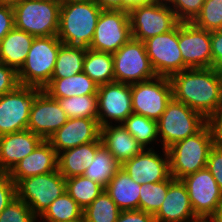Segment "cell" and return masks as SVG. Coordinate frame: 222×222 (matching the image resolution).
I'll use <instances>...</instances> for the list:
<instances>
[{"instance_id":"f1b7e54d","label":"cell","mask_w":222,"mask_h":222,"mask_svg":"<svg viewBox=\"0 0 222 222\" xmlns=\"http://www.w3.org/2000/svg\"><path fill=\"white\" fill-rule=\"evenodd\" d=\"M122 125L137 140V142L143 146L144 149L161 148L157 121L132 113L125 119Z\"/></svg>"},{"instance_id":"4dcf8cb0","label":"cell","mask_w":222,"mask_h":222,"mask_svg":"<svg viewBox=\"0 0 222 222\" xmlns=\"http://www.w3.org/2000/svg\"><path fill=\"white\" fill-rule=\"evenodd\" d=\"M83 217V209L65 191L39 217L40 222H69Z\"/></svg>"},{"instance_id":"f6af8a7d","label":"cell","mask_w":222,"mask_h":222,"mask_svg":"<svg viewBox=\"0 0 222 222\" xmlns=\"http://www.w3.org/2000/svg\"><path fill=\"white\" fill-rule=\"evenodd\" d=\"M116 222H156L154 215L142 210H123Z\"/></svg>"},{"instance_id":"d4e9b609","label":"cell","mask_w":222,"mask_h":222,"mask_svg":"<svg viewBox=\"0 0 222 222\" xmlns=\"http://www.w3.org/2000/svg\"><path fill=\"white\" fill-rule=\"evenodd\" d=\"M34 38L14 27L0 42V62L18 72L28 56Z\"/></svg>"},{"instance_id":"44dd1931","label":"cell","mask_w":222,"mask_h":222,"mask_svg":"<svg viewBox=\"0 0 222 222\" xmlns=\"http://www.w3.org/2000/svg\"><path fill=\"white\" fill-rule=\"evenodd\" d=\"M194 216L185 184L170 176L167 195L154 215L156 222H187Z\"/></svg>"},{"instance_id":"7c38bea8","label":"cell","mask_w":222,"mask_h":222,"mask_svg":"<svg viewBox=\"0 0 222 222\" xmlns=\"http://www.w3.org/2000/svg\"><path fill=\"white\" fill-rule=\"evenodd\" d=\"M131 38L128 11L102 9L89 49L114 53Z\"/></svg>"},{"instance_id":"ffe728a7","label":"cell","mask_w":222,"mask_h":222,"mask_svg":"<svg viewBox=\"0 0 222 222\" xmlns=\"http://www.w3.org/2000/svg\"><path fill=\"white\" fill-rule=\"evenodd\" d=\"M43 141L31 132L24 130L0 136V172L9 173L24 157L29 155Z\"/></svg>"},{"instance_id":"e575fe53","label":"cell","mask_w":222,"mask_h":222,"mask_svg":"<svg viewBox=\"0 0 222 222\" xmlns=\"http://www.w3.org/2000/svg\"><path fill=\"white\" fill-rule=\"evenodd\" d=\"M68 118L98 119L97 95L55 98Z\"/></svg>"},{"instance_id":"d590c367","label":"cell","mask_w":222,"mask_h":222,"mask_svg":"<svg viewBox=\"0 0 222 222\" xmlns=\"http://www.w3.org/2000/svg\"><path fill=\"white\" fill-rule=\"evenodd\" d=\"M169 187V178L140 185L139 210L155 215L161 208Z\"/></svg>"},{"instance_id":"83f0119b","label":"cell","mask_w":222,"mask_h":222,"mask_svg":"<svg viewBox=\"0 0 222 222\" xmlns=\"http://www.w3.org/2000/svg\"><path fill=\"white\" fill-rule=\"evenodd\" d=\"M83 72L98 86L115 81L112 53L87 49L84 58Z\"/></svg>"},{"instance_id":"60d3db41","label":"cell","mask_w":222,"mask_h":222,"mask_svg":"<svg viewBox=\"0 0 222 222\" xmlns=\"http://www.w3.org/2000/svg\"><path fill=\"white\" fill-rule=\"evenodd\" d=\"M15 197L16 184L9 173L0 172V213Z\"/></svg>"},{"instance_id":"8d00e7d4","label":"cell","mask_w":222,"mask_h":222,"mask_svg":"<svg viewBox=\"0 0 222 222\" xmlns=\"http://www.w3.org/2000/svg\"><path fill=\"white\" fill-rule=\"evenodd\" d=\"M192 23L207 31L222 30V0H204L200 13Z\"/></svg>"},{"instance_id":"cb8c5ba5","label":"cell","mask_w":222,"mask_h":222,"mask_svg":"<svg viewBox=\"0 0 222 222\" xmlns=\"http://www.w3.org/2000/svg\"><path fill=\"white\" fill-rule=\"evenodd\" d=\"M102 146L99 137L94 142L82 144L58 153L57 170L64 178L80 176L85 173L95 158L96 151Z\"/></svg>"},{"instance_id":"74e56055","label":"cell","mask_w":222,"mask_h":222,"mask_svg":"<svg viewBox=\"0 0 222 222\" xmlns=\"http://www.w3.org/2000/svg\"><path fill=\"white\" fill-rule=\"evenodd\" d=\"M0 222H40L29 206L15 197L0 213Z\"/></svg>"},{"instance_id":"9c48e42d","label":"cell","mask_w":222,"mask_h":222,"mask_svg":"<svg viewBox=\"0 0 222 222\" xmlns=\"http://www.w3.org/2000/svg\"><path fill=\"white\" fill-rule=\"evenodd\" d=\"M116 82L135 84L155 78L144 42L131 38L112 53Z\"/></svg>"},{"instance_id":"681fc988","label":"cell","mask_w":222,"mask_h":222,"mask_svg":"<svg viewBox=\"0 0 222 222\" xmlns=\"http://www.w3.org/2000/svg\"><path fill=\"white\" fill-rule=\"evenodd\" d=\"M187 222H218L215 215H195Z\"/></svg>"},{"instance_id":"ab89813d","label":"cell","mask_w":222,"mask_h":222,"mask_svg":"<svg viewBox=\"0 0 222 222\" xmlns=\"http://www.w3.org/2000/svg\"><path fill=\"white\" fill-rule=\"evenodd\" d=\"M206 168L222 191V146L214 145L208 155Z\"/></svg>"},{"instance_id":"d6a6232c","label":"cell","mask_w":222,"mask_h":222,"mask_svg":"<svg viewBox=\"0 0 222 222\" xmlns=\"http://www.w3.org/2000/svg\"><path fill=\"white\" fill-rule=\"evenodd\" d=\"M66 192L84 210L105 188L84 175L66 178Z\"/></svg>"},{"instance_id":"277c9868","label":"cell","mask_w":222,"mask_h":222,"mask_svg":"<svg viewBox=\"0 0 222 222\" xmlns=\"http://www.w3.org/2000/svg\"><path fill=\"white\" fill-rule=\"evenodd\" d=\"M62 44L57 36L35 37L23 66L17 72L19 84L44 89L51 80Z\"/></svg>"},{"instance_id":"d6986e66","label":"cell","mask_w":222,"mask_h":222,"mask_svg":"<svg viewBox=\"0 0 222 222\" xmlns=\"http://www.w3.org/2000/svg\"><path fill=\"white\" fill-rule=\"evenodd\" d=\"M100 137L98 119L68 118L49 139L57 154L82 144L94 142Z\"/></svg>"},{"instance_id":"f546056e","label":"cell","mask_w":222,"mask_h":222,"mask_svg":"<svg viewBox=\"0 0 222 222\" xmlns=\"http://www.w3.org/2000/svg\"><path fill=\"white\" fill-rule=\"evenodd\" d=\"M86 48L62 44L51 78H65L83 72Z\"/></svg>"},{"instance_id":"ee69618b","label":"cell","mask_w":222,"mask_h":222,"mask_svg":"<svg viewBox=\"0 0 222 222\" xmlns=\"http://www.w3.org/2000/svg\"><path fill=\"white\" fill-rule=\"evenodd\" d=\"M14 27L13 7L11 5L0 4V42Z\"/></svg>"},{"instance_id":"30bf717a","label":"cell","mask_w":222,"mask_h":222,"mask_svg":"<svg viewBox=\"0 0 222 222\" xmlns=\"http://www.w3.org/2000/svg\"><path fill=\"white\" fill-rule=\"evenodd\" d=\"M173 98L169 77L156 76L153 79L131 85L132 111L158 121Z\"/></svg>"},{"instance_id":"8992f818","label":"cell","mask_w":222,"mask_h":222,"mask_svg":"<svg viewBox=\"0 0 222 222\" xmlns=\"http://www.w3.org/2000/svg\"><path fill=\"white\" fill-rule=\"evenodd\" d=\"M207 124V119L174 98L157 121L161 148L168 149L174 143L198 133Z\"/></svg>"},{"instance_id":"bcb514c9","label":"cell","mask_w":222,"mask_h":222,"mask_svg":"<svg viewBox=\"0 0 222 222\" xmlns=\"http://www.w3.org/2000/svg\"><path fill=\"white\" fill-rule=\"evenodd\" d=\"M213 140L216 145L222 146V106L207 120Z\"/></svg>"},{"instance_id":"816d5d0a","label":"cell","mask_w":222,"mask_h":222,"mask_svg":"<svg viewBox=\"0 0 222 222\" xmlns=\"http://www.w3.org/2000/svg\"><path fill=\"white\" fill-rule=\"evenodd\" d=\"M95 0H60L61 4L73 3V2H94Z\"/></svg>"},{"instance_id":"603a6c76","label":"cell","mask_w":222,"mask_h":222,"mask_svg":"<svg viewBox=\"0 0 222 222\" xmlns=\"http://www.w3.org/2000/svg\"><path fill=\"white\" fill-rule=\"evenodd\" d=\"M100 138L103 147L120 165L144 149L122 124L100 127Z\"/></svg>"},{"instance_id":"f907efd6","label":"cell","mask_w":222,"mask_h":222,"mask_svg":"<svg viewBox=\"0 0 222 222\" xmlns=\"http://www.w3.org/2000/svg\"><path fill=\"white\" fill-rule=\"evenodd\" d=\"M215 217L217 218L218 222H222V204L218 207Z\"/></svg>"},{"instance_id":"9a60e30c","label":"cell","mask_w":222,"mask_h":222,"mask_svg":"<svg viewBox=\"0 0 222 222\" xmlns=\"http://www.w3.org/2000/svg\"><path fill=\"white\" fill-rule=\"evenodd\" d=\"M161 149L145 148L139 154L125 161L121 168L140 185L167 180L171 176L169 156L167 149Z\"/></svg>"},{"instance_id":"ba28073f","label":"cell","mask_w":222,"mask_h":222,"mask_svg":"<svg viewBox=\"0 0 222 222\" xmlns=\"http://www.w3.org/2000/svg\"><path fill=\"white\" fill-rule=\"evenodd\" d=\"M65 191L66 180L58 170L26 177L16 184L17 197L24 201L37 217Z\"/></svg>"},{"instance_id":"7402d4cb","label":"cell","mask_w":222,"mask_h":222,"mask_svg":"<svg viewBox=\"0 0 222 222\" xmlns=\"http://www.w3.org/2000/svg\"><path fill=\"white\" fill-rule=\"evenodd\" d=\"M58 154L48 140H43L33 152L19 161L9 172L17 184L21 179L57 170Z\"/></svg>"},{"instance_id":"c3c4849f","label":"cell","mask_w":222,"mask_h":222,"mask_svg":"<svg viewBox=\"0 0 222 222\" xmlns=\"http://www.w3.org/2000/svg\"><path fill=\"white\" fill-rule=\"evenodd\" d=\"M162 0H126V11L130 8L143 4H153Z\"/></svg>"},{"instance_id":"f5cc1de1","label":"cell","mask_w":222,"mask_h":222,"mask_svg":"<svg viewBox=\"0 0 222 222\" xmlns=\"http://www.w3.org/2000/svg\"><path fill=\"white\" fill-rule=\"evenodd\" d=\"M21 0H0V4H5V5H15L17 2Z\"/></svg>"},{"instance_id":"836d02e7","label":"cell","mask_w":222,"mask_h":222,"mask_svg":"<svg viewBox=\"0 0 222 222\" xmlns=\"http://www.w3.org/2000/svg\"><path fill=\"white\" fill-rule=\"evenodd\" d=\"M121 209L103 190L93 202L83 210V217L86 222H116Z\"/></svg>"},{"instance_id":"484cf974","label":"cell","mask_w":222,"mask_h":222,"mask_svg":"<svg viewBox=\"0 0 222 222\" xmlns=\"http://www.w3.org/2000/svg\"><path fill=\"white\" fill-rule=\"evenodd\" d=\"M105 191L122 211L139 209L140 184L121 167L105 186Z\"/></svg>"},{"instance_id":"f35d334b","label":"cell","mask_w":222,"mask_h":222,"mask_svg":"<svg viewBox=\"0 0 222 222\" xmlns=\"http://www.w3.org/2000/svg\"><path fill=\"white\" fill-rule=\"evenodd\" d=\"M180 22H192L200 13L204 0H165Z\"/></svg>"},{"instance_id":"e0dca14e","label":"cell","mask_w":222,"mask_h":222,"mask_svg":"<svg viewBox=\"0 0 222 222\" xmlns=\"http://www.w3.org/2000/svg\"><path fill=\"white\" fill-rule=\"evenodd\" d=\"M195 215H215L222 204V191L205 167L181 179Z\"/></svg>"},{"instance_id":"7a4b0ae2","label":"cell","mask_w":222,"mask_h":222,"mask_svg":"<svg viewBox=\"0 0 222 222\" xmlns=\"http://www.w3.org/2000/svg\"><path fill=\"white\" fill-rule=\"evenodd\" d=\"M101 11L95 1L61 4L57 37L65 45L88 49Z\"/></svg>"},{"instance_id":"db71d44e","label":"cell","mask_w":222,"mask_h":222,"mask_svg":"<svg viewBox=\"0 0 222 222\" xmlns=\"http://www.w3.org/2000/svg\"><path fill=\"white\" fill-rule=\"evenodd\" d=\"M69 222H86L84 217L78 219V220H74V221H69Z\"/></svg>"},{"instance_id":"2e32d148","label":"cell","mask_w":222,"mask_h":222,"mask_svg":"<svg viewBox=\"0 0 222 222\" xmlns=\"http://www.w3.org/2000/svg\"><path fill=\"white\" fill-rule=\"evenodd\" d=\"M178 44L183 62L189 69L212 67L210 31L198 28L192 22H180Z\"/></svg>"},{"instance_id":"7bdbcfd3","label":"cell","mask_w":222,"mask_h":222,"mask_svg":"<svg viewBox=\"0 0 222 222\" xmlns=\"http://www.w3.org/2000/svg\"><path fill=\"white\" fill-rule=\"evenodd\" d=\"M212 67L222 71V30L210 31Z\"/></svg>"},{"instance_id":"5b68a950","label":"cell","mask_w":222,"mask_h":222,"mask_svg":"<svg viewBox=\"0 0 222 222\" xmlns=\"http://www.w3.org/2000/svg\"><path fill=\"white\" fill-rule=\"evenodd\" d=\"M60 2L21 0L13 5L15 28L34 37L57 36Z\"/></svg>"},{"instance_id":"7dc6e473","label":"cell","mask_w":222,"mask_h":222,"mask_svg":"<svg viewBox=\"0 0 222 222\" xmlns=\"http://www.w3.org/2000/svg\"><path fill=\"white\" fill-rule=\"evenodd\" d=\"M102 9L125 10L126 0H95Z\"/></svg>"},{"instance_id":"b9f144b4","label":"cell","mask_w":222,"mask_h":222,"mask_svg":"<svg viewBox=\"0 0 222 222\" xmlns=\"http://www.w3.org/2000/svg\"><path fill=\"white\" fill-rule=\"evenodd\" d=\"M19 84L17 72L0 62V97L13 91Z\"/></svg>"},{"instance_id":"5bb4252c","label":"cell","mask_w":222,"mask_h":222,"mask_svg":"<svg viewBox=\"0 0 222 222\" xmlns=\"http://www.w3.org/2000/svg\"><path fill=\"white\" fill-rule=\"evenodd\" d=\"M98 124H122L133 113L131 103V85L122 82H110L98 86Z\"/></svg>"},{"instance_id":"6da1fadb","label":"cell","mask_w":222,"mask_h":222,"mask_svg":"<svg viewBox=\"0 0 222 222\" xmlns=\"http://www.w3.org/2000/svg\"><path fill=\"white\" fill-rule=\"evenodd\" d=\"M173 98L207 120L222 106V71L192 68L170 77Z\"/></svg>"},{"instance_id":"4316f807","label":"cell","mask_w":222,"mask_h":222,"mask_svg":"<svg viewBox=\"0 0 222 222\" xmlns=\"http://www.w3.org/2000/svg\"><path fill=\"white\" fill-rule=\"evenodd\" d=\"M98 85L84 72L65 78H51L43 89L52 98L97 95Z\"/></svg>"},{"instance_id":"52a82bcc","label":"cell","mask_w":222,"mask_h":222,"mask_svg":"<svg viewBox=\"0 0 222 222\" xmlns=\"http://www.w3.org/2000/svg\"><path fill=\"white\" fill-rule=\"evenodd\" d=\"M132 38L144 42L173 30L180 21L165 0L128 10Z\"/></svg>"},{"instance_id":"ac0fdd59","label":"cell","mask_w":222,"mask_h":222,"mask_svg":"<svg viewBox=\"0 0 222 222\" xmlns=\"http://www.w3.org/2000/svg\"><path fill=\"white\" fill-rule=\"evenodd\" d=\"M67 120L68 117L57 99L42 90L30 110L27 130L48 140Z\"/></svg>"},{"instance_id":"3957f363","label":"cell","mask_w":222,"mask_h":222,"mask_svg":"<svg viewBox=\"0 0 222 222\" xmlns=\"http://www.w3.org/2000/svg\"><path fill=\"white\" fill-rule=\"evenodd\" d=\"M214 145L208 123L198 133L174 143L167 149L171 176L181 180L205 168Z\"/></svg>"},{"instance_id":"1f68e13d","label":"cell","mask_w":222,"mask_h":222,"mask_svg":"<svg viewBox=\"0 0 222 222\" xmlns=\"http://www.w3.org/2000/svg\"><path fill=\"white\" fill-rule=\"evenodd\" d=\"M120 167L121 165L115 160L113 155L102 145L96 151L94 160L89 167L85 169L83 175L105 188Z\"/></svg>"},{"instance_id":"4fadbf2b","label":"cell","mask_w":222,"mask_h":222,"mask_svg":"<svg viewBox=\"0 0 222 222\" xmlns=\"http://www.w3.org/2000/svg\"><path fill=\"white\" fill-rule=\"evenodd\" d=\"M150 63L157 76L171 77L189 69L183 62L178 44V25L171 31L144 41Z\"/></svg>"},{"instance_id":"8fae6325","label":"cell","mask_w":222,"mask_h":222,"mask_svg":"<svg viewBox=\"0 0 222 222\" xmlns=\"http://www.w3.org/2000/svg\"><path fill=\"white\" fill-rule=\"evenodd\" d=\"M42 90L18 85L0 97V136L27 130L30 110Z\"/></svg>"}]
</instances>
